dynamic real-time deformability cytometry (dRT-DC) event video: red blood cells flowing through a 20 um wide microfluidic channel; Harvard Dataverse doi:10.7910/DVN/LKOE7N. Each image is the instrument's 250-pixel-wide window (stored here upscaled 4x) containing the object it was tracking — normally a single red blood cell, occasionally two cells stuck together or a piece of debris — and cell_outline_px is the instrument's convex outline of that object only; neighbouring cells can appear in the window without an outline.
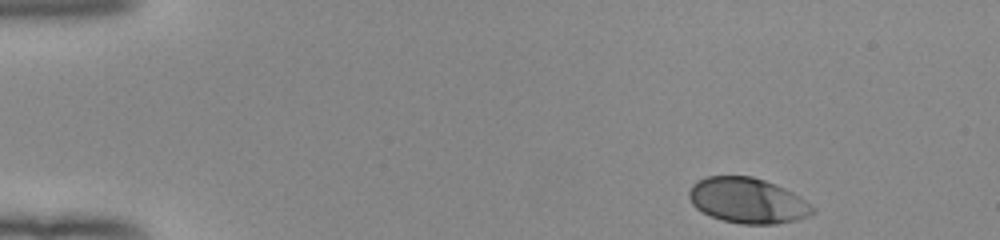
{"species": "human", "species_latin": "Homo sapiens", "temperature_condition": "room temperature", "stored_images_in_passage": 47, "camera_frame_rate_fps": 3000, "um_per_image_px": 0.085, "donor": {"sex": "female"}, "frame": {"image": 1, "passage_image": 1, "time_ms": 0.0, "image_size_px": [1000, 240], "cell_outline_px": [[816, 212], [808, 216], [796, 220], [776, 224], [740, 224], [724, 220], [712, 216], [696, 208], [692, 204], [688, 196], [688, 192], [692, 184], [696, 180], [708, 176], [752, 176], [776, 184], [800, 196], [816, 208]], "centroid_in_image_um": [63.56, 17.04], "position_along_channel_um": 21.4, "area_um2": 32.83}}
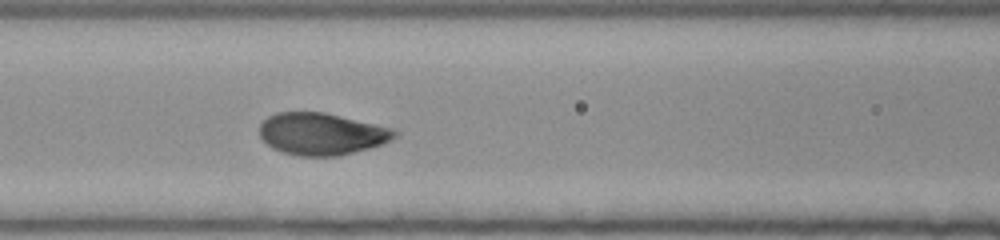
{"frame": {"image": 2, "passage_image": 18, "time_ms": 5.667, "image_size_px": [1000, 240], "cell_outline_px": [[400, 136], [392, 140], [368, 148], [336, 156], [300, 156], [284, 152], [272, 148], [260, 136], [260, 124], [268, 116], [276, 112], [324, 112], [392, 128], [400, 132]], "centroid_in_image_um": [27.35, 11.37], "position_along_channel_um": 139.2, "area_um2": 32.95}}
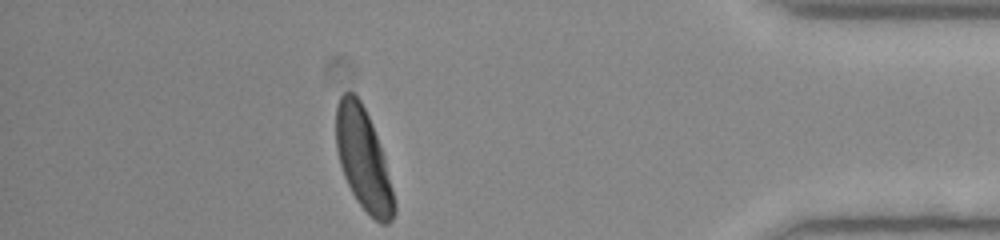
{"frame": {"image": 3, "passage_image": 41, "time_ms": 13.333, "image_size_px": [1000, 240], "cell_outline_px": [[396, 212], [392, 220], [388, 224], [380, 224], [356, 200], [344, 176], [340, 164], [336, 148], [336, 104], [340, 96], [344, 92], [352, 92], [360, 100], [372, 124], [384, 156], [396, 204]], "centroid_in_image_um": [30.88, 13.55], "position_along_channel_um": 404.3, "area_um2": 34.16}, "authors_computed_cell_mechanics": {"area_um2": 33.6974, "velocity_mm_per_s": 3.952, "shape_relaxation_time_tau1_ms": 2.3342, "shape_relaxation_time_tau2_ms": null, "deformation_change_tau1": 0.1367, "deformation_change_tau2": null}}